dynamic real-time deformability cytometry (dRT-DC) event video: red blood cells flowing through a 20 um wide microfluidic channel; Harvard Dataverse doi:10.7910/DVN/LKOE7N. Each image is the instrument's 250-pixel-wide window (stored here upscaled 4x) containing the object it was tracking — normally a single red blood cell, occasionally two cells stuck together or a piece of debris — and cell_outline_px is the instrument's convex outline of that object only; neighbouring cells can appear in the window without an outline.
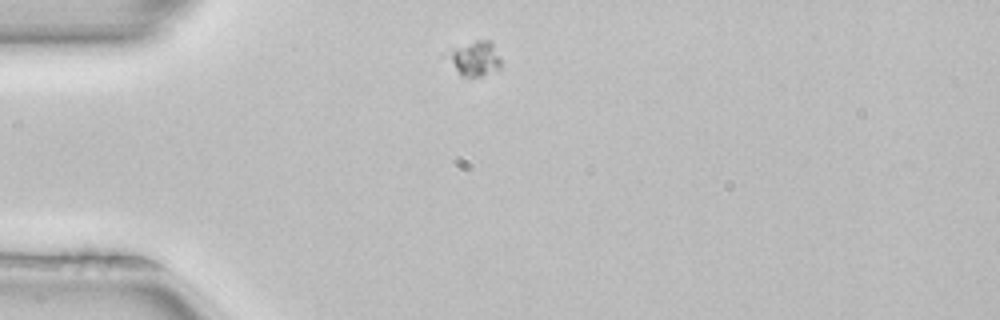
{"species": "common noctule bat (a hibernating species)", "species_latin": "Nyctalus noctula", "temperature_condition": "room temperature", "stored_images_in_passage": 3, "camera_frame_rate_fps": 3000, "um_per_image_px": 0.085, "animal": {"sex": "female", "body_mass_g": 22.7, "forearm_length_mm": 54.2}, "frame": {"image": 1, "passage_image": 1, "time_ms": 0.0, "image_size_px": [1000, 320], "cell_outline_px": [[500, 68], [480, 76], [460, 76], [452, 60], [452, 48], [476, 40], [488, 40], [492, 44], [500, 60]], "centroid_in_image_um": [40.42, 4.97], "position_along_channel_um": 44.6, "area_um2": 10.0}}